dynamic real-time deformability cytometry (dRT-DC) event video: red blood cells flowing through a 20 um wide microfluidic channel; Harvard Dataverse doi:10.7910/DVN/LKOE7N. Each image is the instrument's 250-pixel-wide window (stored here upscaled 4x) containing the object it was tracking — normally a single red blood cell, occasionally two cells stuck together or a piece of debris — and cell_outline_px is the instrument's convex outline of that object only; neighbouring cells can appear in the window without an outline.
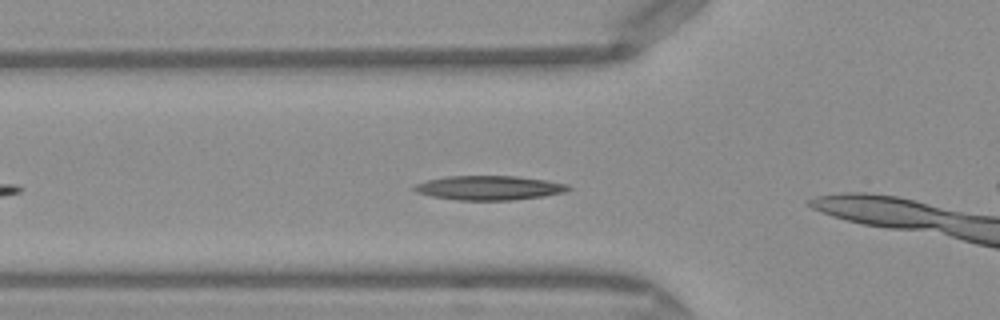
{"species": "Egyptian fruit bat (a non-hibernating species)", "species_latin": "Rousettus aegyptiacus", "temperature_condition": "warm", "stored_images_in_passage": 8, "camera_frame_rate_fps": 3000, "um_per_image_px": 0.085, "frame": {"image": 1, "passage_image": 6, "time_ms": 1.667, "image_size_px": [1000, 320], "cell_outline_px": [[572, 188], [564, 192], [540, 196], [512, 200], [456, 200], [432, 196], [416, 192], [412, 188], [416, 184], [428, 180], [448, 176], [516, 176], [544, 180], [564, 184]], "centroid_in_image_um": [41.52, 15.97], "position_along_channel_um": 84.3, "area_um2": 21.44}}